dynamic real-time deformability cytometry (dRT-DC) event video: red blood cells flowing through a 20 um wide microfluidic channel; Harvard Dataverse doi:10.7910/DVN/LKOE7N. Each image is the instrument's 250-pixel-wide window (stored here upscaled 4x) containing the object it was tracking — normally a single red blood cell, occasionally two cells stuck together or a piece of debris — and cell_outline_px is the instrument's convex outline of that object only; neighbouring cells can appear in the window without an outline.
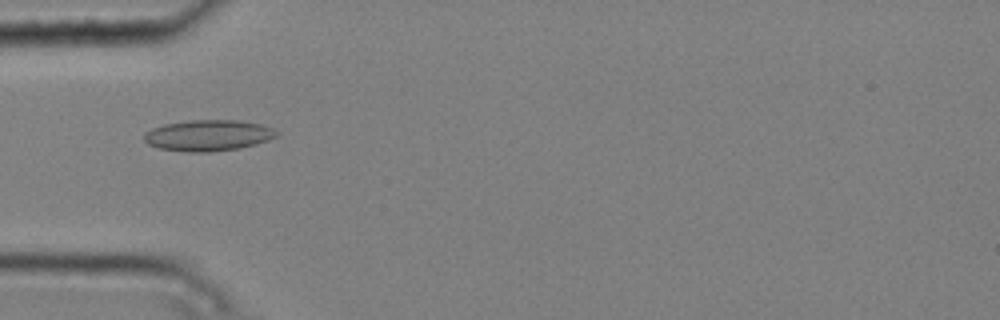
{"species": "common noctule bat (a hibernating species)", "species_latin": "Nyctalus noctula", "temperature_condition": "cold", "stored_images_in_passage": 5, "camera_frame_rate_fps": 3000, "um_per_image_px": 0.085, "animal": {"sex": "male", "body_mass_g": 20.4}, "frame": {"image": 1, "passage_image": 5, "time_ms": 1.333, "image_size_px": [1000, 320], "cell_outline_px": [[280, 132], [276, 136], [268, 140], [256, 144], [240, 148], [208, 152], [188, 152], [160, 148], [148, 144], [144, 140], [144, 132], [152, 128], [164, 124], [192, 120], [240, 120], [260, 124], [272, 128]], "centroid_in_image_um": [17.7, 11.5], "position_along_channel_um": 67.3, "area_um2": 23.99}}